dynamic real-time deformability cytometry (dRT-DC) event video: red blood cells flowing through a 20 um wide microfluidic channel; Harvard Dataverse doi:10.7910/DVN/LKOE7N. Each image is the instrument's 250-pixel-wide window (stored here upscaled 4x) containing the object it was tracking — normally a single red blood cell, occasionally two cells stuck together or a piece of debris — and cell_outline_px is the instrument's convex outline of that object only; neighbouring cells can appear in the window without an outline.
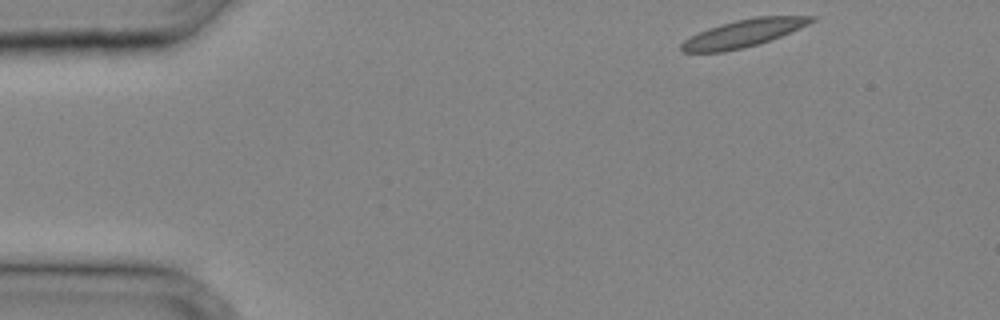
{"species": "common noctule bat (a hibernating species)", "species_latin": "Nyctalus noctula", "temperature_condition": "cold", "stored_images_in_passage": 9, "camera_frame_rate_fps": 3000, "um_per_image_px": 0.085, "animal": {"sex": "male", "body_mass_g": 20.4}, "frame": {"image": 1, "passage_image": 1, "time_ms": 0.0, "image_size_px": [1000, 320], "cell_outline_px": [[816, 20], [800, 28], [780, 36], [744, 48], [724, 52], [680, 52], [680, 44], [684, 40], [708, 28], [720, 24], [736, 20], [756, 16], [816, 16]], "centroid_in_image_um": [63.17, 2.83], "position_along_channel_um": 21.8, "area_um2": 20.63}}
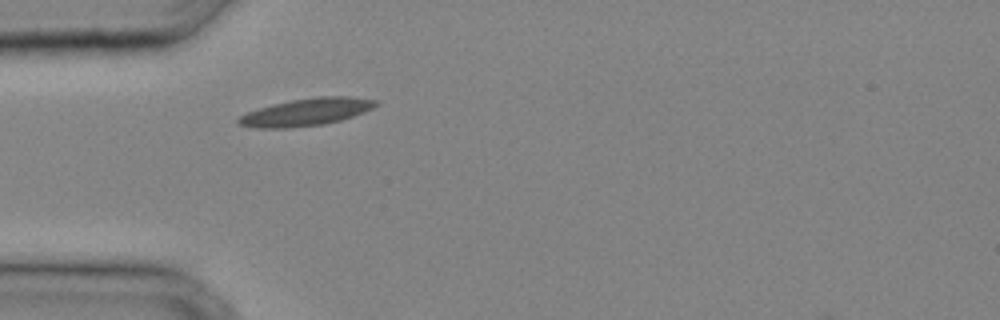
{"frame": {"image": 2, "passage_image": 7, "time_ms": 2.0, "image_size_px": [1000, 320], "cell_outline_px": [[380, 104], [364, 112], [340, 120], [324, 124], [288, 128], [256, 128], [240, 124], [236, 120], [240, 116], [248, 112], [260, 108], [292, 100], [316, 96], [352, 96], [380, 100]], "centroid_in_image_um": [26.11, 9.51], "position_along_channel_um": 58.9, "area_um2": 21.79}}